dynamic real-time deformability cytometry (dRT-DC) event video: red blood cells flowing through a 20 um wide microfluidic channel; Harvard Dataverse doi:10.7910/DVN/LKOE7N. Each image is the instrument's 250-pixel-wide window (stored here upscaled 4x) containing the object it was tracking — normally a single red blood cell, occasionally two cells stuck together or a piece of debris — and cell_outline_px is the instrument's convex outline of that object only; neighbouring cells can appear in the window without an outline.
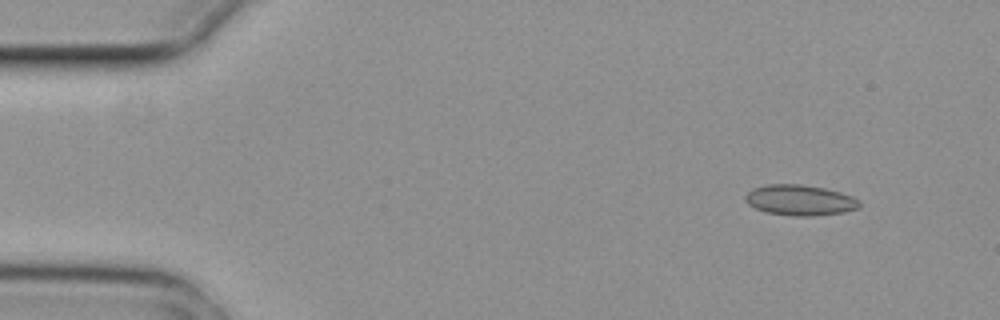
{"species": "common noctule bat (a hibernating species)", "species_latin": "Nyctalus noctula", "temperature_condition": "cold", "stored_images_in_passage": 6, "camera_frame_rate_fps": 3000, "um_per_image_px": 0.085, "animal": {"sex": "female", "body_mass_g": 29.2, "forearm_length_mm": 56.3}, "frame": {"image": 1, "passage_image": 2, "time_ms": 0.333, "image_size_px": [1000, 320], "cell_outline_px": [[860, 208], [844, 212], [812, 216], [792, 216], [764, 212], [748, 204], [744, 200], [744, 196], [752, 188], [768, 184], [800, 184], [824, 188], [840, 192], [852, 196], [860, 200]], "centroid_in_image_um": [67.98, 17.01], "position_along_channel_um": 17.0, "area_um2": 20.52}}
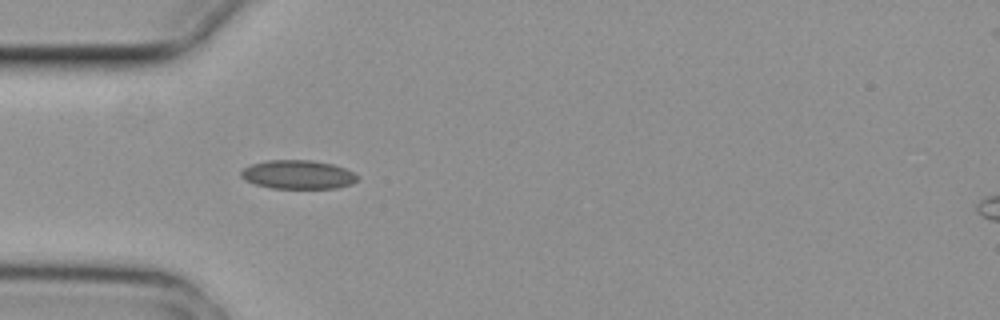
{"frame": {"image": 2, "passage_image": 5, "time_ms": 1.333, "image_size_px": [1000, 320], "cell_outline_px": [[360, 176], [352, 184], [336, 188], [272, 188], [256, 184], [244, 180], [240, 176], [240, 172], [244, 168], [252, 164], [268, 160], [312, 160], [332, 164], [344, 168]], "centroid_in_image_um": [25.32, 14.84], "position_along_channel_um": 59.7, "area_um2": 19.48}}
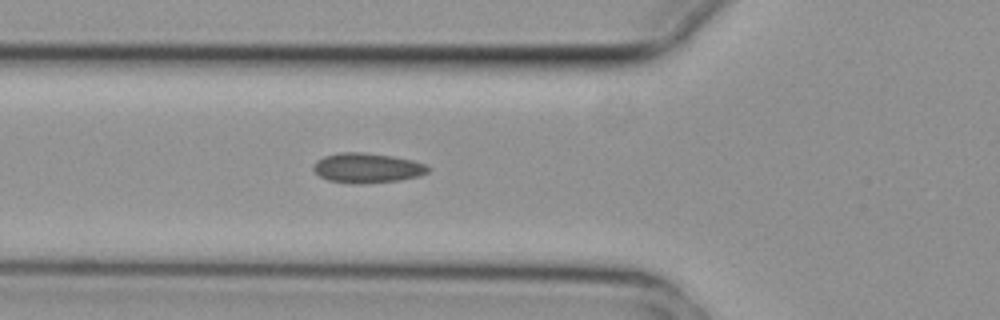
{"frame": {"image": 3, "passage_image": 6, "time_ms": 1.667, "image_size_px": [1000, 320], "cell_outline_px": [[428, 172], [420, 176], [400, 180], [360, 184], [352, 184], [328, 180], [320, 176], [312, 168], [312, 164], [316, 160], [324, 156], [340, 152], [364, 152], [392, 156], [412, 160], [424, 164], [428, 168]], "centroid_in_image_um": [31.17, 14.28], "position_along_channel_um": 94.6, "area_um2": 20.0}}